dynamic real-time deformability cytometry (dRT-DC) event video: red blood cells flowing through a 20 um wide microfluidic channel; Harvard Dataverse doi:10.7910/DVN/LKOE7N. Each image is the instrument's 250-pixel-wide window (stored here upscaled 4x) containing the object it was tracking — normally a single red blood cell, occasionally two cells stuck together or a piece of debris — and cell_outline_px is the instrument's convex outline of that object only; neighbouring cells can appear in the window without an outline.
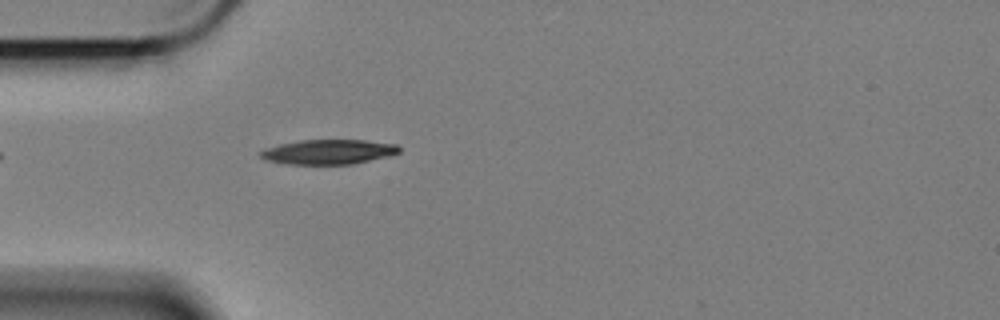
{"species": "Egyptian fruit bat (a non-hibernating species)", "species_latin": "Rousettus aegyptiacus", "temperature_condition": "cold", "stored_images_in_passage": 39, "camera_frame_rate_fps": 3000, "um_per_image_px": 0.085, "animal": {"sex": "female"}, "frame": {"image": 1, "passage_image": 1, "time_ms": 0.0, "image_size_px": [1000, 320], "cell_outline_px": [[400, 152], [388, 156], [352, 164], [288, 164], [264, 160], [260, 156], [260, 152], [264, 148], [280, 144], [300, 140], [364, 140], [396, 144], [400, 148]], "centroid_in_image_um": [27.9, 12.91], "position_along_channel_um": 57.1, "area_um2": 19.94}}
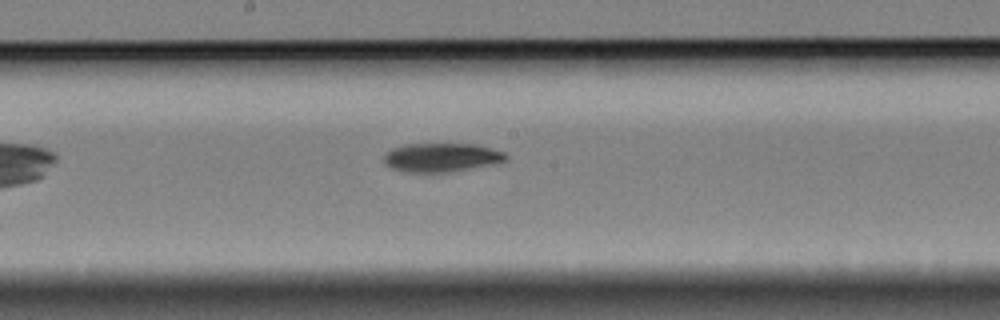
{"frame": {"image": 2, "passage_image": 15, "time_ms": 4.667, "image_size_px": [1000, 320], "cell_outline_px": [[508, 160], [448, 172], [408, 172], [392, 168], [384, 164], [384, 156], [392, 148], [404, 144], [476, 144], [492, 148], [504, 152], [508, 156]], "centroid_in_image_um": [37.51, 13.37], "position_along_channel_um": 210.7, "area_um2": 20.23}}
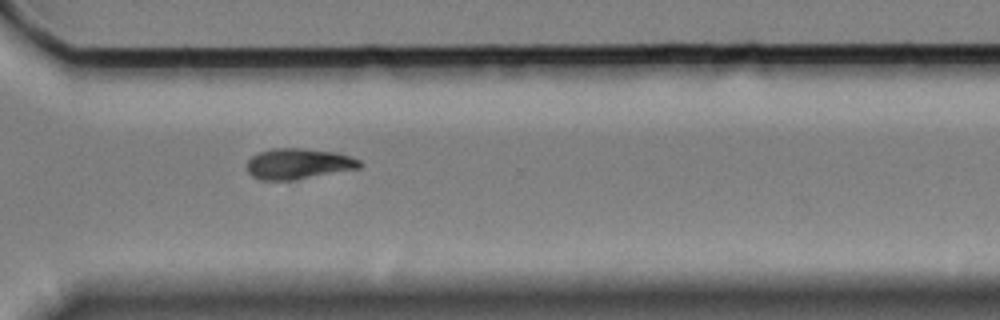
{"frame": {"image": 3, "passage_image": 27, "time_ms": 8.667, "image_size_px": [1000, 320], "cell_outline_px": [[364, 164], [360, 168], [296, 180], [260, 180], [252, 176], [248, 172], [248, 160], [252, 156], [260, 152], [272, 148], [304, 148], [336, 152], [360, 160]], "centroid_in_image_um": [25.38, 13.92], "position_along_channel_um": 345.2, "area_um2": 20.29}, "authors_computed_cell_mechanics": {"area_um2": 20.5768, "velocity_mm_per_s": 3.371, "shape_relaxation_time_tau1_ms": 3.6203, "shape_relaxation_time_tau2_ms": 9.7088, "deformation_change_tau1": 0.1251, "deformation_change_tau2": 0.1454}}